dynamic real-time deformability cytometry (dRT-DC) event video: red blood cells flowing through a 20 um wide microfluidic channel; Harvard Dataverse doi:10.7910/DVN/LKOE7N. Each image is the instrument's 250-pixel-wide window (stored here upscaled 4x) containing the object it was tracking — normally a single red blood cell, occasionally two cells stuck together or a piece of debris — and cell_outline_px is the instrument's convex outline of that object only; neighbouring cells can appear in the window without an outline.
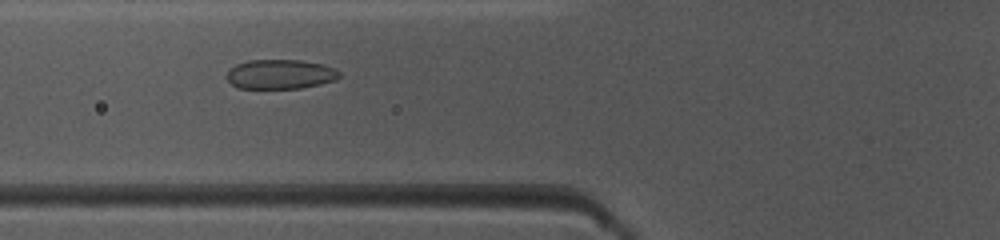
{"species": "common noctule bat (a hibernating species)", "species_latin": "Nyctalus noctula", "temperature_condition": "warm", "stored_images_in_passage": 38, "camera_frame_rate_fps": 3000, "um_per_image_px": 0.085, "animal": {"sex": "female", "body_mass_g": 10.0, "forearm_length_mm": 53.1}, "frame": {"image": 1, "passage_image": 12, "time_ms": 3.667, "image_size_px": [1000, 240], "cell_outline_px": [[340, 76], [336, 80], [320, 84], [300, 88], [240, 88], [232, 84], [228, 80], [228, 72], [236, 64], [248, 60], [300, 60], [324, 64], [340, 72]], "centroid_in_image_um": [23.85, 6.3], "position_along_channel_um": 101.9, "area_um2": 19.19}}
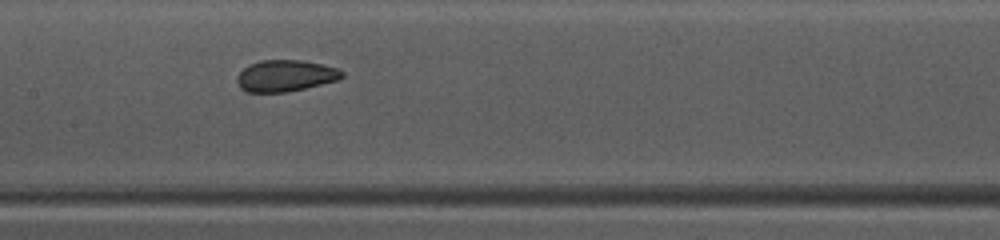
{"frame": {"image": 2, "passage_image": 18, "time_ms": 5.667, "image_size_px": [1000, 240], "cell_outline_px": [[344, 76], [336, 80], [288, 92], [248, 92], [240, 88], [236, 80], [236, 76], [248, 64], [260, 60], [300, 60], [324, 64], [336, 68], [344, 72]], "centroid_in_image_um": [24.23, 6.43], "position_along_channel_um": 183.2, "area_um2": 19.25}}
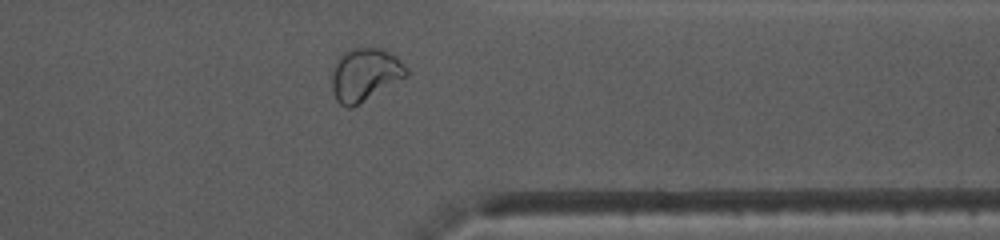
{"frame": {"image": 3, "passage_image": 33, "time_ms": 10.667, "image_size_px": [1000, 240], "cell_outline_px": [[408, 76], [352, 108], [348, 108], [340, 104], [336, 100], [332, 92], [332, 72], [340, 56], [348, 48], [384, 48], [396, 56], [408, 68]], "centroid_in_image_um": [31.03, 6.34], "position_along_channel_um": 380.4, "area_um2": 23.12}, "authors_computed_cell_mechanics": {"area_um2": 20.23, "velocity_mm_per_s": 4.0162, "shape_relaxation_time_tau1_ms": 6.0128, "shape_relaxation_time_tau2_ms": 1.1243, "deformation_change_tau1": 0.1297, "deformation_change_tau2": 0.04}}